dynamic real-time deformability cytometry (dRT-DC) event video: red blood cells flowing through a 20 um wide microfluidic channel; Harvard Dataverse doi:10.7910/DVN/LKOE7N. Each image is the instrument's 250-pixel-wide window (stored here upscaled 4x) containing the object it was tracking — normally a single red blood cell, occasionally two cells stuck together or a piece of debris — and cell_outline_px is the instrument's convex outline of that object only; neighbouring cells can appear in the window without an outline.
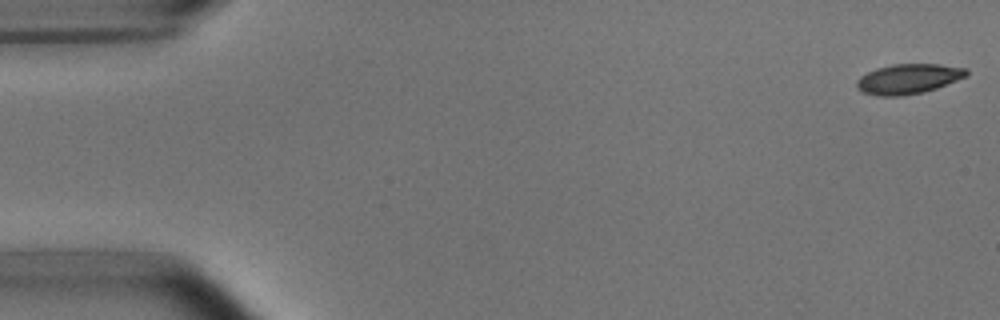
{"species": "common noctule bat (a hibernating species)", "species_latin": "Nyctalus noctula", "temperature_condition": "room temperature", "stored_images_in_passage": 27, "camera_frame_rate_fps": 3000, "um_per_image_px": 0.085, "animal": {"sex": "male", "body_mass_g": 15.6}, "frame": {"image": 1, "passage_image": 1, "time_ms": 0.0, "image_size_px": [1000, 320], "cell_outline_px": [[968, 76], [936, 88], [924, 92], [900, 96], [880, 96], [864, 92], [856, 88], [856, 80], [860, 76], [876, 68], [892, 64], [940, 64], [968, 68]], "centroid_in_image_um": [77.22, 6.7], "position_along_channel_um": 7.8, "area_um2": 19.25}}
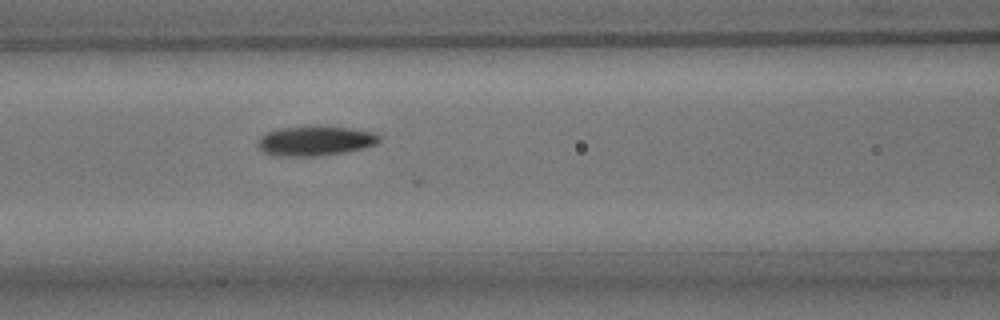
{"frame": {"image": 2, "passage_image": 22, "time_ms": 7.0, "image_size_px": [1000, 320], "cell_outline_px": [[380, 140], [376, 144], [364, 148], [344, 152], [312, 156], [288, 156], [264, 152], [256, 144], [260, 136], [264, 132], [276, 128], [316, 124], [324, 124], [352, 128], [372, 132], [380, 136]], "centroid_in_image_um": [26.78, 11.92], "position_along_channel_um": 139.8, "area_um2": 21.56}}
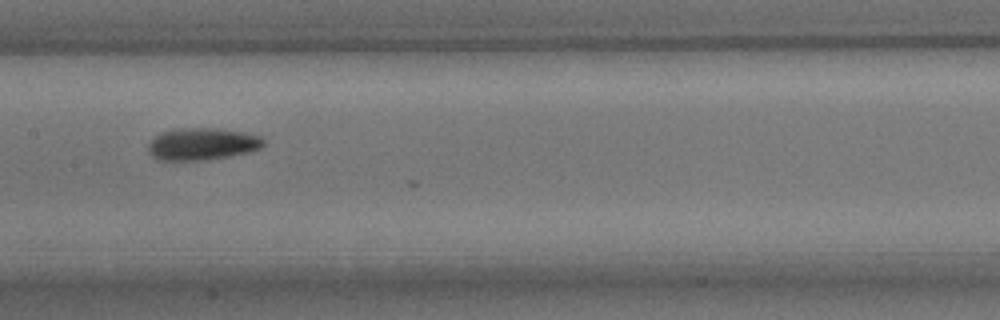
{"frame": {"image": 3, "passage_image": 26, "time_ms": 8.333, "image_size_px": [1000, 320], "cell_outline_px": [[264, 144], [260, 148], [248, 152], [228, 156], [204, 160], [156, 160], [148, 152], [148, 144], [160, 132], [172, 128], [216, 128], [244, 132], [260, 136], [264, 140]], "centroid_in_image_um": [17.15, 12.23], "position_along_channel_um": 190.3, "area_um2": 21.68}}